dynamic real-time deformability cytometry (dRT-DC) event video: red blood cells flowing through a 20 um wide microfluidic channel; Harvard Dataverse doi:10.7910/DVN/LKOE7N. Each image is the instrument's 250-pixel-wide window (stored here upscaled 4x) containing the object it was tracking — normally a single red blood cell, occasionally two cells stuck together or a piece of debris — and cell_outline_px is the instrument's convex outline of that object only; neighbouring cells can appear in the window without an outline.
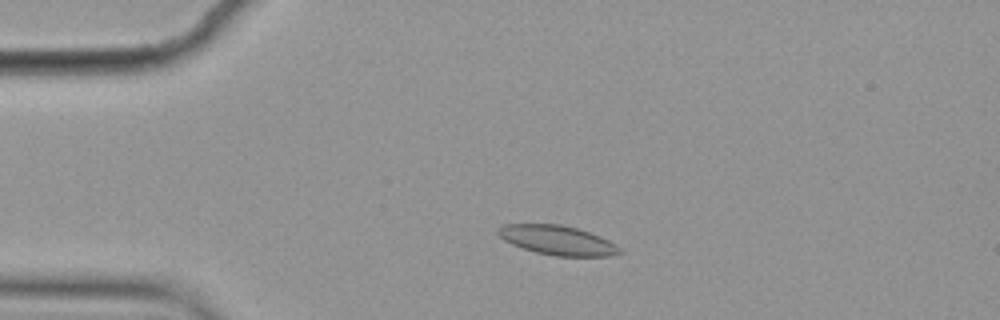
{"species": "common noctule bat (a hibernating species)", "species_latin": "Nyctalus noctula", "temperature_condition": "cold", "stored_images_in_passage": 4, "camera_frame_rate_fps": 3000, "um_per_image_px": 0.085, "animal": {"sex": "female", "body_mass_g": 19.9}, "frame": {"image": 1, "passage_image": 3, "time_ms": 0.667, "image_size_px": [1000, 320], "cell_outline_px": [[624, 252], [612, 256], [556, 256], [536, 252], [512, 244], [504, 240], [496, 232], [496, 228], [504, 224], [560, 224], [576, 228], [600, 236], [616, 244]], "centroid_in_image_um": [47.39, 20.42], "position_along_channel_um": 37.6, "area_um2": 20.81}}